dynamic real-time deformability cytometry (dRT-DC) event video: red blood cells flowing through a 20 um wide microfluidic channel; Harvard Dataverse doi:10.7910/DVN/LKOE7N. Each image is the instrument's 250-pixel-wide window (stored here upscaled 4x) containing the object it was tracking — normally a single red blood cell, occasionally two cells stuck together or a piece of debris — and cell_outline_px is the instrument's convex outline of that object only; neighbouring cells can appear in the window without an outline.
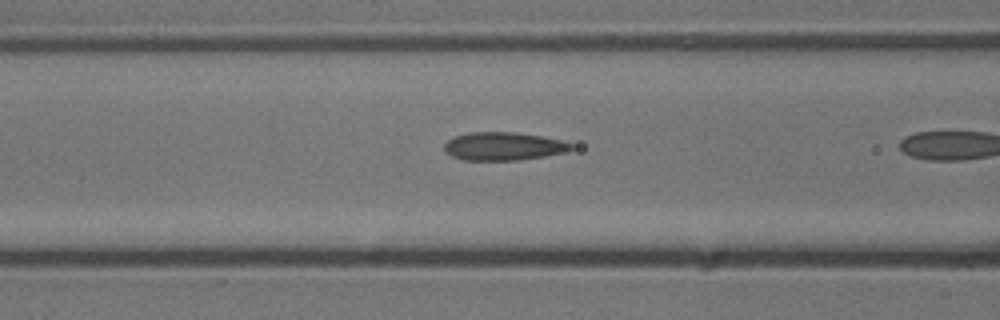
{"species": "common noctule bat (a hibernating species)", "species_latin": "Nyctalus noctula", "temperature_condition": "cold", "stored_images_in_passage": 7, "camera_frame_rate_fps": 3000, "um_per_image_px": 0.085, "animal": {"sex": "male", "body_mass_g": 13.3}, "frame": {"image": 1, "passage_image": 6, "time_ms": 1.667, "image_size_px": [1000, 320], "cell_outline_px": [[576, 148], [568, 152], [520, 160], [464, 160], [452, 156], [444, 148], [444, 144], [448, 140], [456, 136], [468, 132], [516, 132], [564, 140], [572, 144]], "centroid_in_image_um": [42.86, 12.43], "position_along_channel_um": 123.7, "area_um2": 20.92}}